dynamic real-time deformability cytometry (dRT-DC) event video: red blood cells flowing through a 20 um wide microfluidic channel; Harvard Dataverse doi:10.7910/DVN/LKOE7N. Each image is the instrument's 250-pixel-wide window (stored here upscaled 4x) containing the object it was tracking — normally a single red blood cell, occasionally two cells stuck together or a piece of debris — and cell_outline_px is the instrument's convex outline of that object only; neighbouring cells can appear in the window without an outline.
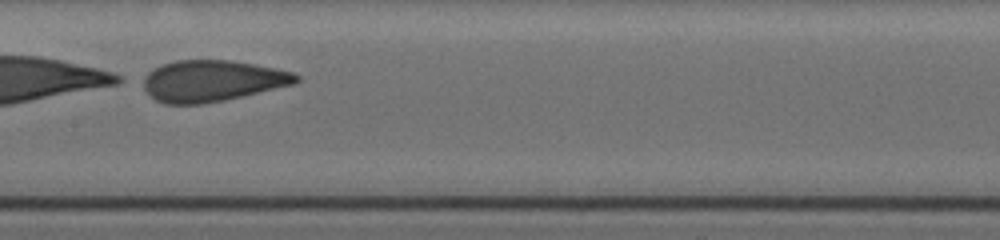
{"species": "human", "species_latin": "Homo sapiens", "temperature_condition": "cold", "stored_images_in_passage": 23, "camera_frame_rate_fps": 3000, "um_per_image_px": 0.085, "donor": {"sex": "female"}, "frame": {"image": 1, "passage_image": 22, "time_ms": 5.333, "image_size_px": [1000, 240], "cell_outline_px": [[300, 80], [296, 84], [224, 100], [200, 104], [164, 104], [156, 100], [136, 80], [140, 76], [164, 64], [176, 60], [232, 60], [292, 72], [300, 76]], "centroid_in_image_um": [17.98, 6.88], "position_along_channel_um": 189.4, "area_um2": 36.93}}